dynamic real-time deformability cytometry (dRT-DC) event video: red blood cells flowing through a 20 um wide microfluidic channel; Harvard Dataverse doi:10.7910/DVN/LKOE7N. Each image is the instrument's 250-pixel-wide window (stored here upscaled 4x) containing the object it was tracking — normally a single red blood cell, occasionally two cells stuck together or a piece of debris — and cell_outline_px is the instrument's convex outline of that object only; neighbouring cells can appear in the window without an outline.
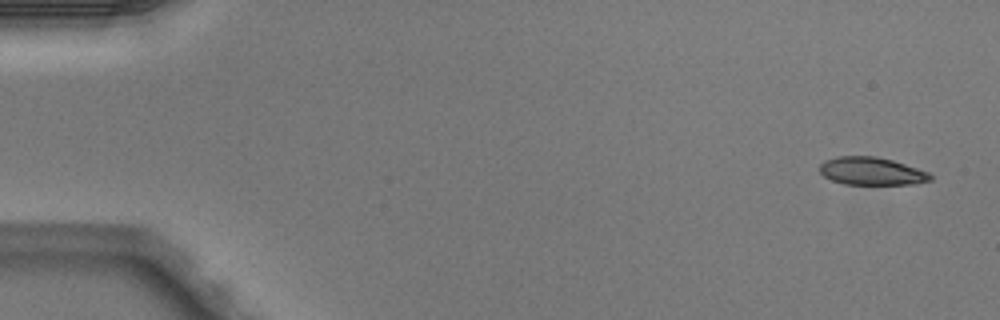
{"species": "Egyptian fruit bat (a non-hibernating species)", "species_latin": "Rousettus aegyptiacus", "temperature_condition": "warm", "stored_images_in_passage": 6, "camera_frame_rate_fps": 3000, "um_per_image_px": 0.085, "animal": {"sex": "male"}, "frame": {"image": 1, "passage_image": 1, "time_ms": 0.0, "image_size_px": [1000, 320], "cell_outline_px": [[932, 180], [916, 184], [844, 184], [832, 180], [824, 176], [820, 172], [820, 164], [824, 160], [840, 156], [876, 156], [892, 160], [928, 172], [932, 176]], "centroid_in_image_um": [74.08, 14.55], "position_along_channel_um": 10.9, "area_um2": 17.86}}
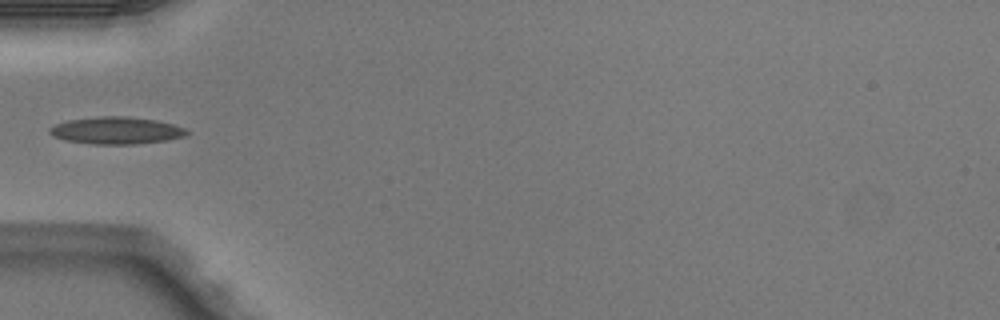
{"frame": {"image": 2, "passage_image": 5, "time_ms": 1.333, "image_size_px": [1000, 320], "cell_outline_px": [[188, 132], [184, 136], [164, 140], [136, 144], [92, 144], [64, 140], [52, 136], [48, 132], [48, 128], [56, 124], [68, 120], [100, 116], [128, 116], [156, 120], [172, 124], [184, 128]], "centroid_in_image_um": [9.82, 11.09], "position_along_channel_um": 75.2, "area_um2": 21.62}}
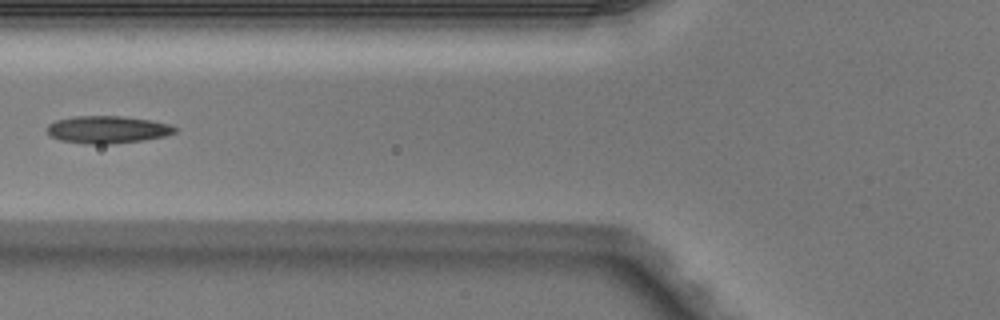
{"frame": {"image": 3, "passage_image": 6, "time_ms": 1.667, "image_size_px": [1000, 320], "cell_outline_px": [[176, 132], [164, 136], [144, 140], [112, 144], [84, 144], [60, 140], [52, 136], [44, 128], [48, 124], [56, 120], [72, 116], [120, 116], [148, 120], [168, 124], [176, 128]], "centroid_in_image_um": [9.08, 11.02], "position_along_channel_um": 116.7, "area_um2": 20.4}}